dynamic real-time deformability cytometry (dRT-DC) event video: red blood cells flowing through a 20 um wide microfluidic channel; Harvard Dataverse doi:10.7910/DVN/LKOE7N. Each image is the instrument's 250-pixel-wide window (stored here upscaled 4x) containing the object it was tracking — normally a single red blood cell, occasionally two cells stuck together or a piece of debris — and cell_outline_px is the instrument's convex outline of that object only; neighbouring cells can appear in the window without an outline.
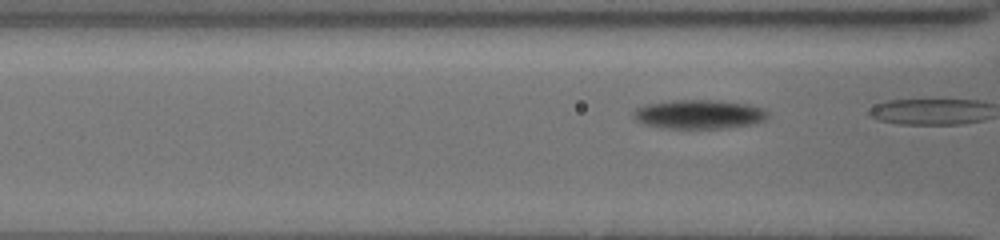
{"species": "common noctule bat (a hibernating species)", "species_latin": "Nyctalus noctula", "temperature_condition": "cold", "stored_images_in_passage": 7, "camera_frame_rate_fps": 3000, "um_per_image_px": 0.085, "animal": {"sex": "female", "body_mass_g": 19.5, "forearm_length_mm": 54.1}, "frame": {"image": 1, "passage_image": 6, "time_ms": 1.667, "image_size_px": [1000, 240], "cell_outline_px": [[768, 116], [764, 120], [748, 124], [724, 128], [672, 128], [648, 124], [636, 120], [632, 112], [636, 108], [648, 104], [672, 100], [716, 100], [748, 104], [764, 108], [768, 112]], "centroid_in_image_um": [59.44, 9.7], "position_along_channel_um": 107.2, "area_um2": 22.37}}